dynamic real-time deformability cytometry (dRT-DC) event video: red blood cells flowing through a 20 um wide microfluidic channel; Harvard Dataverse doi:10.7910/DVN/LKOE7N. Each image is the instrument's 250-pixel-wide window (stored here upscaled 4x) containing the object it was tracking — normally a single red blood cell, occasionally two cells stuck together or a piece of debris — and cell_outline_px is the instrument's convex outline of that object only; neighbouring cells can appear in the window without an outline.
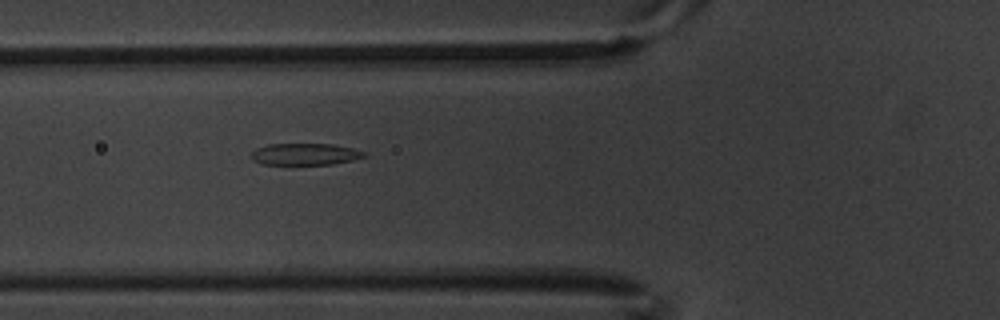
{"species": "common noctule bat (a hibernating species)", "species_latin": "Nyctalus noctula", "temperature_condition": "warm", "stored_images_in_passage": 7, "camera_frame_rate_fps": 3000, "um_per_image_px": 0.085, "animal": {"sex": "male", "body_mass_g": 20.1, "forearm_length_mm": 53.5}, "frame": {"image": 1, "passage_image": 7, "time_ms": 2.0, "image_size_px": [1000, 320], "cell_outline_px": [[368, 156], [352, 160], [332, 164], [260, 164], [252, 160], [248, 156], [256, 148], [268, 144], [332, 144], [352, 148], [364, 152]], "centroid_in_image_um": [25.88, 13.1], "position_along_channel_um": 99.9, "area_um2": 14.33}}